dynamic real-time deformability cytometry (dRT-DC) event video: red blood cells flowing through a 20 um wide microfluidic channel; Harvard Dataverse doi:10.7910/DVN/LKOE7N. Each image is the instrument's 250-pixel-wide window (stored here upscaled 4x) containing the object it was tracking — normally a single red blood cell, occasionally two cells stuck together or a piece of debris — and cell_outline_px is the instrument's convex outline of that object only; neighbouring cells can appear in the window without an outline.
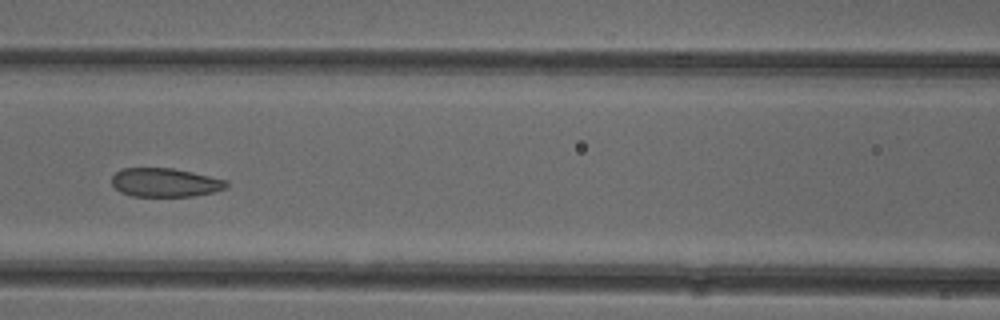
{"species": "common noctule bat (a hibernating species)", "species_latin": "Nyctalus noctula", "temperature_condition": "cold", "stored_images_in_passage": 4, "camera_frame_rate_fps": 3000, "um_per_image_px": 0.085, "animal": {"sex": "female"}, "frame": {"image": 1, "passage_image": 4, "time_ms": 4.333, "image_size_px": [1000, 320], "cell_outline_px": [[228, 188], [212, 192], [192, 196], [132, 196], [120, 192], [112, 184], [112, 176], [116, 172], [124, 168], [172, 168], [192, 172], [228, 180]], "centroid_in_image_um": [14.05, 15.51], "position_along_channel_um": 152.6, "area_um2": 19.19}}